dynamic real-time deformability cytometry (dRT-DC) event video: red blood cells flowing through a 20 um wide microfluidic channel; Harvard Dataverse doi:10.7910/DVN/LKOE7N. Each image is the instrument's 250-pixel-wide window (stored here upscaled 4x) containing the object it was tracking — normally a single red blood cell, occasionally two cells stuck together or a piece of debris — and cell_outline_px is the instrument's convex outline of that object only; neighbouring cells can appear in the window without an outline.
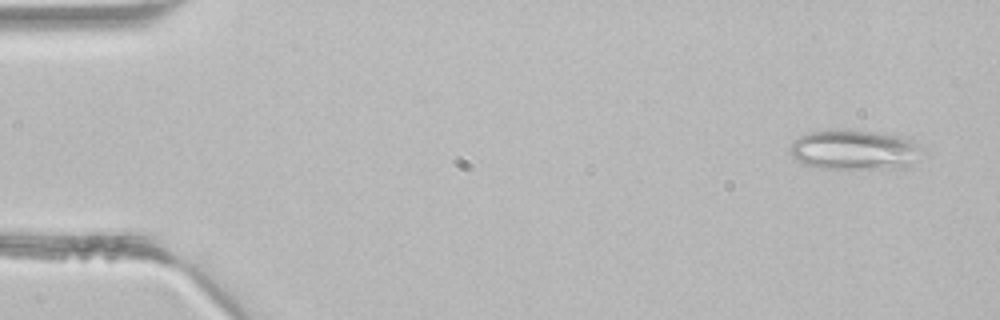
{"species": "common noctule bat (a hibernating species)", "species_latin": "Nyctalus noctula", "temperature_condition": "room temperature", "stored_images_in_passage": 5, "camera_frame_rate_fps": 3000, "um_per_image_px": 0.085, "animal": {"sex": "male", "body_mass_g": 21.5, "forearm_length_mm": 52.0}, "frame": {"image": 1, "passage_image": 1, "time_ms": 0.0, "image_size_px": [1000, 320], "cell_outline_px": [[924, 148], [908, 168], [820, 168], [804, 164], [792, 156], [788, 148], [800, 136], [812, 132], [844, 128], [876, 132], [896, 136], [908, 140]], "centroid_in_image_um": [72.6, 12.73], "position_along_channel_um": 12.4, "area_um2": 30.52}}